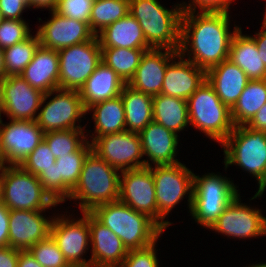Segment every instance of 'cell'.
I'll return each instance as SVG.
<instances>
[{
	"mask_svg": "<svg viewBox=\"0 0 266 267\" xmlns=\"http://www.w3.org/2000/svg\"><path fill=\"white\" fill-rule=\"evenodd\" d=\"M28 251L42 267H67L69 265L51 235L34 244Z\"/></svg>",
	"mask_w": 266,
	"mask_h": 267,
	"instance_id": "74e56055",
	"label": "cell"
},
{
	"mask_svg": "<svg viewBox=\"0 0 266 267\" xmlns=\"http://www.w3.org/2000/svg\"><path fill=\"white\" fill-rule=\"evenodd\" d=\"M5 166V156L3 154V150L1 147V134H0V168H3Z\"/></svg>",
	"mask_w": 266,
	"mask_h": 267,
	"instance_id": "11a10c76",
	"label": "cell"
},
{
	"mask_svg": "<svg viewBox=\"0 0 266 267\" xmlns=\"http://www.w3.org/2000/svg\"><path fill=\"white\" fill-rule=\"evenodd\" d=\"M265 190H266V181H265V183H264L259 189H257V192H256L255 195L250 199V201H251V200H254V199H257V198H259V197H262V195L264 194Z\"/></svg>",
	"mask_w": 266,
	"mask_h": 267,
	"instance_id": "db71d44e",
	"label": "cell"
},
{
	"mask_svg": "<svg viewBox=\"0 0 266 267\" xmlns=\"http://www.w3.org/2000/svg\"><path fill=\"white\" fill-rule=\"evenodd\" d=\"M139 136L143 155L146 156V167L180 162L176 159L180 140L175 132L152 121L139 133Z\"/></svg>",
	"mask_w": 266,
	"mask_h": 267,
	"instance_id": "44dd1931",
	"label": "cell"
},
{
	"mask_svg": "<svg viewBox=\"0 0 266 267\" xmlns=\"http://www.w3.org/2000/svg\"><path fill=\"white\" fill-rule=\"evenodd\" d=\"M56 158L43 140L19 165L35 176L54 166Z\"/></svg>",
	"mask_w": 266,
	"mask_h": 267,
	"instance_id": "f35d334b",
	"label": "cell"
},
{
	"mask_svg": "<svg viewBox=\"0 0 266 267\" xmlns=\"http://www.w3.org/2000/svg\"><path fill=\"white\" fill-rule=\"evenodd\" d=\"M43 188L51 195V197L57 202V172L56 164L49 169L43 171L39 176Z\"/></svg>",
	"mask_w": 266,
	"mask_h": 267,
	"instance_id": "f6af8a7d",
	"label": "cell"
},
{
	"mask_svg": "<svg viewBox=\"0 0 266 267\" xmlns=\"http://www.w3.org/2000/svg\"><path fill=\"white\" fill-rule=\"evenodd\" d=\"M129 14V0H94L89 26L97 36L103 29Z\"/></svg>",
	"mask_w": 266,
	"mask_h": 267,
	"instance_id": "d590c367",
	"label": "cell"
},
{
	"mask_svg": "<svg viewBox=\"0 0 266 267\" xmlns=\"http://www.w3.org/2000/svg\"><path fill=\"white\" fill-rule=\"evenodd\" d=\"M81 215V218L74 219L70 213L69 216L57 214L56 217L54 214L50 227V235L69 264H92L91 259L84 257L90 249L88 212Z\"/></svg>",
	"mask_w": 266,
	"mask_h": 267,
	"instance_id": "7c38bea8",
	"label": "cell"
},
{
	"mask_svg": "<svg viewBox=\"0 0 266 267\" xmlns=\"http://www.w3.org/2000/svg\"><path fill=\"white\" fill-rule=\"evenodd\" d=\"M206 80V71L178 54L166 67L161 93L187 100Z\"/></svg>",
	"mask_w": 266,
	"mask_h": 267,
	"instance_id": "603a6c76",
	"label": "cell"
},
{
	"mask_svg": "<svg viewBox=\"0 0 266 267\" xmlns=\"http://www.w3.org/2000/svg\"><path fill=\"white\" fill-rule=\"evenodd\" d=\"M118 200L148 215L158 224V207L151 167L121 171Z\"/></svg>",
	"mask_w": 266,
	"mask_h": 267,
	"instance_id": "9a60e30c",
	"label": "cell"
},
{
	"mask_svg": "<svg viewBox=\"0 0 266 267\" xmlns=\"http://www.w3.org/2000/svg\"><path fill=\"white\" fill-rule=\"evenodd\" d=\"M155 183V196L158 207V225L166 230L173 223L165 220L184 196L189 212L192 206L194 172L184 163L151 166ZM187 194V195H186Z\"/></svg>",
	"mask_w": 266,
	"mask_h": 267,
	"instance_id": "9c48e42d",
	"label": "cell"
},
{
	"mask_svg": "<svg viewBox=\"0 0 266 267\" xmlns=\"http://www.w3.org/2000/svg\"><path fill=\"white\" fill-rule=\"evenodd\" d=\"M9 212L8 207L0 201V247L9 246Z\"/></svg>",
	"mask_w": 266,
	"mask_h": 267,
	"instance_id": "bcb514c9",
	"label": "cell"
},
{
	"mask_svg": "<svg viewBox=\"0 0 266 267\" xmlns=\"http://www.w3.org/2000/svg\"><path fill=\"white\" fill-rule=\"evenodd\" d=\"M86 114L79 91L58 88L43 95L36 122L43 133L85 129L86 125L82 127L80 122L81 118L86 119Z\"/></svg>",
	"mask_w": 266,
	"mask_h": 267,
	"instance_id": "30bf717a",
	"label": "cell"
},
{
	"mask_svg": "<svg viewBox=\"0 0 266 267\" xmlns=\"http://www.w3.org/2000/svg\"><path fill=\"white\" fill-rule=\"evenodd\" d=\"M125 85V81L102 61L79 90L84 108L118 97Z\"/></svg>",
	"mask_w": 266,
	"mask_h": 267,
	"instance_id": "484cf974",
	"label": "cell"
},
{
	"mask_svg": "<svg viewBox=\"0 0 266 267\" xmlns=\"http://www.w3.org/2000/svg\"><path fill=\"white\" fill-rule=\"evenodd\" d=\"M206 80L221 101L230 109L250 81L246 73L230 59L224 60L207 70Z\"/></svg>",
	"mask_w": 266,
	"mask_h": 267,
	"instance_id": "cb8c5ba5",
	"label": "cell"
},
{
	"mask_svg": "<svg viewBox=\"0 0 266 267\" xmlns=\"http://www.w3.org/2000/svg\"><path fill=\"white\" fill-rule=\"evenodd\" d=\"M3 115L10 120L37 119L44 93L34 89L20 75H11L1 80Z\"/></svg>",
	"mask_w": 266,
	"mask_h": 267,
	"instance_id": "2e32d148",
	"label": "cell"
},
{
	"mask_svg": "<svg viewBox=\"0 0 266 267\" xmlns=\"http://www.w3.org/2000/svg\"><path fill=\"white\" fill-rule=\"evenodd\" d=\"M167 9L158 0H129V13L138 21L147 44L154 49L179 51L182 10Z\"/></svg>",
	"mask_w": 266,
	"mask_h": 267,
	"instance_id": "277c9868",
	"label": "cell"
},
{
	"mask_svg": "<svg viewBox=\"0 0 266 267\" xmlns=\"http://www.w3.org/2000/svg\"><path fill=\"white\" fill-rule=\"evenodd\" d=\"M59 89L79 91L102 62L99 39L58 50Z\"/></svg>",
	"mask_w": 266,
	"mask_h": 267,
	"instance_id": "8fae6325",
	"label": "cell"
},
{
	"mask_svg": "<svg viewBox=\"0 0 266 267\" xmlns=\"http://www.w3.org/2000/svg\"><path fill=\"white\" fill-rule=\"evenodd\" d=\"M26 20L4 19L0 25V48L4 49L31 36Z\"/></svg>",
	"mask_w": 266,
	"mask_h": 267,
	"instance_id": "ab89813d",
	"label": "cell"
},
{
	"mask_svg": "<svg viewBox=\"0 0 266 267\" xmlns=\"http://www.w3.org/2000/svg\"><path fill=\"white\" fill-rule=\"evenodd\" d=\"M178 54V51L170 49L145 51L128 85L152 97L161 94L166 67Z\"/></svg>",
	"mask_w": 266,
	"mask_h": 267,
	"instance_id": "ffe728a7",
	"label": "cell"
},
{
	"mask_svg": "<svg viewBox=\"0 0 266 267\" xmlns=\"http://www.w3.org/2000/svg\"><path fill=\"white\" fill-rule=\"evenodd\" d=\"M246 267H266V263H257V264H252V265H249V266H246Z\"/></svg>",
	"mask_w": 266,
	"mask_h": 267,
	"instance_id": "680465c9",
	"label": "cell"
},
{
	"mask_svg": "<svg viewBox=\"0 0 266 267\" xmlns=\"http://www.w3.org/2000/svg\"><path fill=\"white\" fill-rule=\"evenodd\" d=\"M92 111V118L94 121V133L87 138L92 139L89 141L92 143L97 137H101L107 134L119 133L126 130L124 105L121 95L118 97L105 100L94 104L86 109V113ZM89 135V137H88Z\"/></svg>",
	"mask_w": 266,
	"mask_h": 267,
	"instance_id": "f1b7e54d",
	"label": "cell"
},
{
	"mask_svg": "<svg viewBox=\"0 0 266 267\" xmlns=\"http://www.w3.org/2000/svg\"><path fill=\"white\" fill-rule=\"evenodd\" d=\"M90 248L94 267H119L127 256L128 249L121 239L88 212Z\"/></svg>",
	"mask_w": 266,
	"mask_h": 267,
	"instance_id": "7402d4cb",
	"label": "cell"
},
{
	"mask_svg": "<svg viewBox=\"0 0 266 267\" xmlns=\"http://www.w3.org/2000/svg\"><path fill=\"white\" fill-rule=\"evenodd\" d=\"M90 213L111 229L128 250L145 248L158 241L164 232L148 215L119 200L97 206Z\"/></svg>",
	"mask_w": 266,
	"mask_h": 267,
	"instance_id": "7a4b0ae2",
	"label": "cell"
},
{
	"mask_svg": "<svg viewBox=\"0 0 266 267\" xmlns=\"http://www.w3.org/2000/svg\"><path fill=\"white\" fill-rule=\"evenodd\" d=\"M251 36L254 38L258 50H261V60L266 65V23L262 22L261 30Z\"/></svg>",
	"mask_w": 266,
	"mask_h": 267,
	"instance_id": "681fc988",
	"label": "cell"
},
{
	"mask_svg": "<svg viewBox=\"0 0 266 267\" xmlns=\"http://www.w3.org/2000/svg\"><path fill=\"white\" fill-rule=\"evenodd\" d=\"M187 106L190 125L217 143L221 144L234 129L231 109L207 80L187 99Z\"/></svg>",
	"mask_w": 266,
	"mask_h": 267,
	"instance_id": "52a82bcc",
	"label": "cell"
},
{
	"mask_svg": "<svg viewBox=\"0 0 266 267\" xmlns=\"http://www.w3.org/2000/svg\"><path fill=\"white\" fill-rule=\"evenodd\" d=\"M97 37L101 48H151L138 21L130 13L107 26Z\"/></svg>",
	"mask_w": 266,
	"mask_h": 267,
	"instance_id": "83f0119b",
	"label": "cell"
},
{
	"mask_svg": "<svg viewBox=\"0 0 266 267\" xmlns=\"http://www.w3.org/2000/svg\"><path fill=\"white\" fill-rule=\"evenodd\" d=\"M264 8H266V7H264ZM263 22H265V23H266V9H265V12H264V18H263Z\"/></svg>",
	"mask_w": 266,
	"mask_h": 267,
	"instance_id": "94428289",
	"label": "cell"
},
{
	"mask_svg": "<svg viewBox=\"0 0 266 267\" xmlns=\"http://www.w3.org/2000/svg\"><path fill=\"white\" fill-rule=\"evenodd\" d=\"M30 9V0H0V12L4 19L24 20L22 13Z\"/></svg>",
	"mask_w": 266,
	"mask_h": 267,
	"instance_id": "ee69618b",
	"label": "cell"
},
{
	"mask_svg": "<svg viewBox=\"0 0 266 267\" xmlns=\"http://www.w3.org/2000/svg\"><path fill=\"white\" fill-rule=\"evenodd\" d=\"M247 127L266 132V104L246 124Z\"/></svg>",
	"mask_w": 266,
	"mask_h": 267,
	"instance_id": "c3c4849f",
	"label": "cell"
},
{
	"mask_svg": "<svg viewBox=\"0 0 266 267\" xmlns=\"http://www.w3.org/2000/svg\"><path fill=\"white\" fill-rule=\"evenodd\" d=\"M229 59L239 66L250 80L266 79V65L261 60V50H258L251 35L242 33L241 26L232 37Z\"/></svg>",
	"mask_w": 266,
	"mask_h": 267,
	"instance_id": "4316f807",
	"label": "cell"
},
{
	"mask_svg": "<svg viewBox=\"0 0 266 267\" xmlns=\"http://www.w3.org/2000/svg\"><path fill=\"white\" fill-rule=\"evenodd\" d=\"M20 251L10 246L0 247V267H17Z\"/></svg>",
	"mask_w": 266,
	"mask_h": 267,
	"instance_id": "7dc6e473",
	"label": "cell"
},
{
	"mask_svg": "<svg viewBox=\"0 0 266 267\" xmlns=\"http://www.w3.org/2000/svg\"><path fill=\"white\" fill-rule=\"evenodd\" d=\"M93 3L94 0H58L55 11L64 17L89 23Z\"/></svg>",
	"mask_w": 266,
	"mask_h": 267,
	"instance_id": "60d3db41",
	"label": "cell"
},
{
	"mask_svg": "<svg viewBox=\"0 0 266 267\" xmlns=\"http://www.w3.org/2000/svg\"><path fill=\"white\" fill-rule=\"evenodd\" d=\"M3 21H4V17L2 15V13L0 12V25L2 24Z\"/></svg>",
	"mask_w": 266,
	"mask_h": 267,
	"instance_id": "91938a15",
	"label": "cell"
},
{
	"mask_svg": "<svg viewBox=\"0 0 266 267\" xmlns=\"http://www.w3.org/2000/svg\"><path fill=\"white\" fill-rule=\"evenodd\" d=\"M266 104V79L250 80L231 108L234 126L246 125Z\"/></svg>",
	"mask_w": 266,
	"mask_h": 267,
	"instance_id": "d6a6232c",
	"label": "cell"
},
{
	"mask_svg": "<svg viewBox=\"0 0 266 267\" xmlns=\"http://www.w3.org/2000/svg\"><path fill=\"white\" fill-rule=\"evenodd\" d=\"M50 14V20L39 25L36 31L40 45L45 48L58 51L92 40L96 36L88 22L64 17L55 10H51Z\"/></svg>",
	"mask_w": 266,
	"mask_h": 267,
	"instance_id": "ac0fdd59",
	"label": "cell"
},
{
	"mask_svg": "<svg viewBox=\"0 0 266 267\" xmlns=\"http://www.w3.org/2000/svg\"><path fill=\"white\" fill-rule=\"evenodd\" d=\"M92 151V144L87 140L76 152L56 159L57 202L64 203L78 184L83 163Z\"/></svg>",
	"mask_w": 266,
	"mask_h": 267,
	"instance_id": "f546056e",
	"label": "cell"
},
{
	"mask_svg": "<svg viewBox=\"0 0 266 267\" xmlns=\"http://www.w3.org/2000/svg\"><path fill=\"white\" fill-rule=\"evenodd\" d=\"M0 201L9 210L48 211L60 204L43 188L37 176L20 165H6L2 168Z\"/></svg>",
	"mask_w": 266,
	"mask_h": 267,
	"instance_id": "8992f818",
	"label": "cell"
},
{
	"mask_svg": "<svg viewBox=\"0 0 266 267\" xmlns=\"http://www.w3.org/2000/svg\"><path fill=\"white\" fill-rule=\"evenodd\" d=\"M20 76L34 89L46 94L59 88V54L58 51L41 45L34 53L33 59Z\"/></svg>",
	"mask_w": 266,
	"mask_h": 267,
	"instance_id": "d4e9b609",
	"label": "cell"
},
{
	"mask_svg": "<svg viewBox=\"0 0 266 267\" xmlns=\"http://www.w3.org/2000/svg\"><path fill=\"white\" fill-rule=\"evenodd\" d=\"M120 174L121 171L91 151L83 163L79 182L67 201L69 199L78 201L77 206L82 213L91 212L97 206L117 201Z\"/></svg>",
	"mask_w": 266,
	"mask_h": 267,
	"instance_id": "3957f363",
	"label": "cell"
},
{
	"mask_svg": "<svg viewBox=\"0 0 266 267\" xmlns=\"http://www.w3.org/2000/svg\"><path fill=\"white\" fill-rule=\"evenodd\" d=\"M225 171L229 165L239 166L256 178L258 189L266 181V132L253 130L246 125L234 126L221 143Z\"/></svg>",
	"mask_w": 266,
	"mask_h": 267,
	"instance_id": "5b68a950",
	"label": "cell"
},
{
	"mask_svg": "<svg viewBox=\"0 0 266 267\" xmlns=\"http://www.w3.org/2000/svg\"><path fill=\"white\" fill-rule=\"evenodd\" d=\"M57 3H58V0H30V9L31 7L34 9L45 8L51 11V10H55Z\"/></svg>",
	"mask_w": 266,
	"mask_h": 267,
	"instance_id": "816d5d0a",
	"label": "cell"
},
{
	"mask_svg": "<svg viewBox=\"0 0 266 267\" xmlns=\"http://www.w3.org/2000/svg\"><path fill=\"white\" fill-rule=\"evenodd\" d=\"M126 130L140 133L153 121V97L126 84L121 91Z\"/></svg>",
	"mask_w": 266,
	"mask_h": 267,
	"instance_id": "4dcf8cb0",
	"label": "cell"
},
{
	"mask_svg": "<svg viewBox=\"0 0 266 267\" xmlns=\"http://www.w3.org/2000/svg\"><path fill=\"white\" fill-rule=\"evenodd\" d=\"M156 243L157 241L145 248L128 250L119 267H159Z\"/></svg>",
	"mask_w": 266,
	"mask_h": 267,
	"instance_id": "b9f144b4",
	"label": "cell"
},
{
	"mask_svg": "<svg viewBox=\"0 0 266 267\" xmlns=\"http://www.w3.org/2000/svg\"><path fill=\"white\" fill-rule=\"evenodd\" d=\"M180 3L182 13H229L234 0H189ZM200 10H197L198 8Z\"/></svg>",
	"mask_w": 266,
	"mask_h": 267,
	"instance_id": "7bdbcfd3",
	"label": "cell"
},
{
	"mask_svg": "<svg viewBox=\"0 0 266 267\" xmlns=\"http://www.w3.org/2000/svg\"><path fill=\"white\" fill-rule=\"evenodd\" d=\"M1 147L6 165H19L43 141V131L36 120L0 119Z\"/></svg>",
	"mask_w": 266,
	"mask_h": 267,
	"instance_id": "e0dca14e",
	"label": "cell"
},
{
	"mask_svg": "<svg viewBox=\"0 0 266 267\" xmlns=\"http://www.w3.org/2000/svg\"><path fill=\"white\" fill-rule=\"evenodd\" d=\"M2 114H3V105H2L1 81H0V119Z\"/></svg>",
	"mask_w": 266,
	"mask_h": 267,
	"instance_id": "6f0895ef",
	"label": "cell"
},
{
	"mask_svg": "<svg viewBox=\"0 0 266 267\" xmlns=\"http://www.w3.org/2000/svg\"><path fill=\"white\" fill-rule=\"evenodd\" d=\"M46 210H10L9 212V246L21 251L29 250L34 244L50 235L54 217H47Z\"/></svg>",
	"mask_w": 266,
	"mask_h": 267,
	"instance_id": "d6986e66",
	"label": "cell"
},
{
	"mask_svg": "<svg viewBox=\"0 0 266 267\" xmlns=\"http://www.w3.org/2000/svg\"><path fill=\"white\" fill-rule=\"evenodd\" d=\"M149 49L152 48H101L102 61L128 84L136 73L142 55Z\"/></svg>",
	"mask_w": 266,
	"mask_h": 267,
	"instance_id": "836d02e7",
	"label": "cell"
},
{
	"mask_svg": "<svg viewBox=\"0 0 266 267\" xmlns=\"http://www.w3.org/2000/svg\"><path fill=\"white\" fill-rule=\"evenodd\" d=\"M40 45L37 33L24 41L3 49L5 77L20 75L33 59L34 53Z\"/></svg>",
	"mask_w": 266,
	"mask_h": 267,
	"instance_id": "e575fe53",
	"label": "cell"
},
{
	"mask_svg": "<svg viewBox=\"0 0 266 267\" xmlns=\"http://www.w3.org/2000/svg\"><path fill=\"white\" fill-rule=\"evenodd\" d=\"M153 121L176 134L190 125L187 100L165 94L153 96Z\"/></svg>",
	"mask_w": 266,
	"mask_h": 267,
	"instance_id": "1f68e13d",
	"label": "cell"
},
{
	"mask_svg": "<svg viewBox=\"0 0 266 267\" xmlns=\"http://www.w3.org/2000/svg\"><path fill=\"white\" fill-rule=\"evenodd\" d=\"M67 267H94L92 264H69Z\"/></svg>",
	"mask_w": 266,
	"mask_h": 267,
	"instance_id": "9f6ffc18",
	"label": "cell"
},
{
	"mask_svg": "<svg viewBox=\"0 0 266 267\" xmlns=\"http://www.w3.org/2000/svg\"><path fill=\"white\" fill-rule=\"evenodd\" d=\"M91 144L92 151L119 171L146 167L139 133L125 130L107 134Z\"/></svg>",
	"mask_w": 266,
	"mask_h": 267,
	"instance_id": "5bb4252c",
	"label": "cell"
},
{
	"mask_svg": "<svg viewBox=\"0 0 266 267\" xmlns=\"http://www.w3.org/2000/svg\"><path fill=\"white\" fill-rule=\"evenodd\" d=\"M229 13H183L179 54L205 71L229 59L231 32ZM188 57V58H186Z\"/></svg>",
	"mask_w": 266,
	"mask_h": 267,
	"instance_id": "6da1fadb",
	"label": "cell"
},
{
	"mask_svg": "<svg viewBox=\"0 0 266 267\" xmlns=\"http://www.w3.org/2000/svg\"><path fill=\"white\" fill-rule=\"evenodd\" d=\"M1 173H2V168H0V188H1Z\"/></svg>",
	"mask_w": 266,
	"mask_h": 267,
	"instance_id": "6125c7cd",
	"label": "cell"
},
{
	"mask_svg": "<svg viewBox=\"0 0 266 267\" xmlns=\"http://www.w3.org/2000/svg\"><path fill=\"white\" fill-rule=\"evenodd\" d=\"M5 77L4 61H3V49L0 48V81Z\"/></svg>",
	"mask_w": 266,
	"mask_h": 267,
	"instance_id": "f5cc1de1",
	"label": "cell"
},
{
	"mask_svg": "<svg viewBox=\"0 0 266 267\" xmlns=\"http://www.w3.org/2000/svg\"><path fill=\"white\" fill-rule=\"evenodd\" d=\"M233 180L221 173L194 174L190 216L209 229L229 203L239 194Z\"/></svg>",
	"mask_w": 266,
	"mask_h": 267,
	"instance_id": "ba28073f",
	"label": "cell"
},
{
	"mask_svg": "<svg viewBox=\"0 0 266 267\" xmlns=\"http://www.w3.org/2000/svg\"><path fill=\"white\" fill-rule=\"evenodd\" d=\"M17 267H42L38 261L32 256V254L27 251H20L18 257Z\"/></svg>",
	"mask_w": 266,
	"mask_h": 267,
	"instance_id": "f907efd6",
	"label": "cell"
},
{
	"mask_svg": "<svg viewBox=\"0 0 266 267\" xmlns=\"http://www.w3.org/2000/svg\"><path fill=\"white\" fill-rule=\"evenodd\" d=\"M86 136L84 129H68L44 133L43 140L58 159L76 152L88 140Z\"/></svg>",
	"mask_w": 266,
	"mask_h": 267,
	"instance_id": "8d00e7d4",
	"label": "cell"
},
{
	"mask_svg": "<svg viewBox=\"0 0 266 267\" xmlns=\"http://www.w3.org/2000/svg\"><path fill=\"white\" fill-rule=\"evenodd\" d=\"M241 197L239 193L209 229L230 239L245 240L265 236L266 217L261 209L241 203Z\"/></svg>",
	"mask_w": 266,
	"mask_h": 267,
	"instance_id": "4fadbf2b",
	"label": "cell"
}]
</instances>
